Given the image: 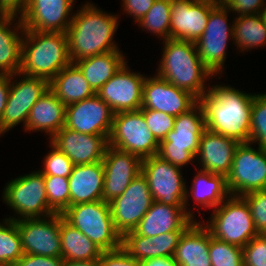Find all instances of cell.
Wrapping results in <instances>:
<instances>
[{
	"instance_id": "d590c367",
	"label": "cell",
	"mask_w": 266,
	"mask_h": 266,
	"mask_svg": "<svg viewBox=\"0 0 266 266\" xmlns=\"http://www.w3.org/2000/svg\"><path fill=\"white\" fill-rule=\"evenodd\" d=\"M170 23H171V0H155L152 7L142 17L137 25L145 28L147 32L155 34L161 40L170 38Z\"/></svg>"
},
{
	"instance_id": "7dc6e473",
	"label": "cell",
	"mask_w": 266,
	"mask_h": 266,
	"mask_svg": "<svg viewBox=\"0 0 266 266\" xmlns=\"http://www.w3.org/2000/svg\"><path fill=\"white\" fill-rule=\"evenodd\" d=\"M62 257L24 254L15 266H63Z\"/></svg>"
},
{
	"instance_id": "52a82bcc",
	"label": "cell",
	"mask_w": 266,
	"mask_h": 266,
	"mask_svg": "<svg viewBox=\"0 0 266 266\" xmlns=\"http://www.w3.org/2000/svg\"><path fill=\"white\" fill-rule=\"evenodd\" d=\"M212 212L210 220L203 225L217 239L243 248L259 235L249 206L241 196L230 195Z\"/></svg>"
},
{
	"instance_id": "ffe728a7",
	"label": "cell",
	"mask_w": 266,
	"mask_h": 266,
	"mask_svg": "<svg viewBox=\"0 0 266 266\" xmlns=\"http://www.w3.org/2000/svg\"><path fill=\"white\" fill-rule=\"evenodd\" d=\"M214 7L210 0H171L170 38L196 42Z\"/></svg>"
},
{
	"instance_id": "74e56055",
	"label": "cell",
	"mask_w": 266,
	"mask_h": 266,
	"mask_svg": "<svg viewBox=\"0 0 266 266\" xmlns=\"http://www.w3.org/2000/svg\"><path fill=\"white\" fill-rule=\"evenodd\" d=\"M49 208L62 214L70 206L69 181L61 176H44Z\"/></svg>"
},
{
	"instance_id": "9a60e30c",
	"label": "cell",
	"mask_w": 266,
	"mask_h": 266,
	"mask_svg": "<svg viewBox=\"0 0 266 266\" xmlns=\"http://www.w3.org/2000/svg\"><path fill=\"white\" fill-rule=\"evenodd\" d=\"M24 254L62 257L60 244L61 214L15 220Z\"/></svg>"
},
{
	"instance_id": "cb8c5ba5",
	"label": "cell",
	"mask_w": 266,
	"mask_h": 266,
	"mask_svg": "<svg viewBox=\"0 0 266 266\" xmlns=\"http://www.w3.org/2000/svg\"><path fill=\"white\" fill-rule=\"evenodd\" d=\"M195 220L187 214L184 206L153 201L134 231L139 235L154 237L171 231H185Z\"/></svg>"
},
{
	"instance_id": "484cf974",
	"label": "cell",
	"mask_w": 266,
	"mask_h": 266,
	"mask_svg": "<svg viewBox=\"0 0 266 266\" xmlns=\"http://www.w3.org/2000/svg\"><path fill=\"white\" fill-rule=\"evenodd\" d=\"M68 181L70 206L103 200L104 167L102 161L74 165Z\"/></svg>"
},
{
	"instance_id": "f6af8a7d",
	"label": "cell",
	"mask_w": 266,
	"mask_h": 266,
	"mask_svg": "<svg viewBox=\"0 0 266 266\" xmlns=\"http://www.w3.org/2000/svg\"><path fill=\"white\" fill-rule=\"evenodd\" d=\"M265 0H233L228 8L238 16L260 14Z\"/></svg>"
},
{
	"instance_id": "e575fe53",
	"label": "cell",
	"mask_w": 266,
	"mask_h": 266,
	"mask_svg": "<svg viewBox=\"0 0 266 266\" xmlns=\"http://www.w3.org/2000/svg\"><path fill=\"white\" fill-rule=\"evenodd\" d=\"M0 223V266H15L24 255L21 236L15 221Z\"/></svg>"
},
{
	"instance_id": "277c9868",
	"label": "cell",
	"mask_w": 266,
	"mask_h": 266,
	"mask_svg": "<svg viewBox=\"0 0 266 266\" xmlns=\"http://www.w3.org/2000/svg\"><path fill=\"white\" fill-rule=\"evenodd\" d=\"M23 35L20 74L50 82L72 63L67 33L24 30Z\"/></svg>"
},
{
	"instance_id": "7c38bea8",
	"label": "cell",
	"mask_w": 266,
	"mask_h": 266,
	"mask_svg": "<svg viewBox=\"0 0 266 266\" xmlns=\"http://www.w3.org/2000/svg\"><path fill=\"white\" fill-rule=\"evenodd\" d=\"M227 13L230 14L228 7L215 6L210 11L204 33L195 42L203 65L214 77L222 73L228 40L234 38V24L228 23Z\"/></svg>"
},
{
	"instance_id": "4316f807",
	"label": "cell",
	"mask_w": 266,
	"mask_h": 266,
	"mask_svg": "<svg viewBox=\"0 0 266 266\" xmlns=\"http://www.w3.org/2000/svg\"><path fill=\"white\" fill-rule=\"evenodd\" d=\"M179 266H212L209 230L195 220L181 235L173 256Z\"/></svg>"
},
{
	"instance_id": "d6a6232c",
	"label": "cell",
	"mask_w": 266,
	"mask_h": 266,
	"mask_svg": "<svg viewBox=\"0 0 266 266\" xmlns=\"http://www.w3.org/2000/svg\"><path fill=\"white\" fill-rule=\"evenodd\" d=\"M198 169H196L198 173L195 175L190 188L191 195L202 208L207 207L214 210L230 196L227 179L224 175Z\"/></svg>"
},
{
	"instance_id": "f35d334b",
	"label": "cell",
	"mask_w": 266,
	"mask_h": 266,
	"mask_svg": "<svg viewBox=\"0 0 266 266\" xmlns=\"http://www.w3.org/2000/svg\"><path fill=\"white\" fill-rule=\"evenodd\" d=\"M249 142L266 149V92L253 96Z\"/></svg>"
},
{
	"instance_id": "7a4b0ae2",
	"label": "cell",
	"mask_w": 266,
	"mask_h": 266,
	"mask_svg": "<svg viewBox=\"0 0 266 266\" xmlns=\"http://www.w3.org/2000/svg\"><path fill=\"white\" fill-rule=\"evenodd\" d=\"M118 16L103 12L91 2L81 6L66 32L71 62L120 50L113 41L119 25Z\"/></svg>"
},
{
	"instance_id": "3957f363",
	"label": "cell",
	"mask_w": 266,
	"mask_h": 266,
	"mask_svg": "<svg viewBox=\"0 0 266 266\" xmlns=\"http://www.w3.org/2000/svg\"><path fill=\"white\" fill-rule=\"evenodd\" d=\"M163 43L162 59L156 75L200 100L209 92L205 80L213 75L203 65L195 42L169 38Z\"/></svg>"
},
{
	"instance_id": "ab89813d",
	"label": "cell",
	"mask_w": 266,
	"mask_h": 266,
	"mask_svg": "<svg viewBox=\"0 0 266 266\" xmlns=\"http://www.w3.org/2000/svg\"><path fill=\"white\" fill-rule=\"evenodd\" d=\"M52 149L47 153L43 161V169L39 170L44 176H61L68 178L72 173L73 162L51 142Z\"/></svg>"
},
{
	"instance_id": "816d5d0a",
	"label": "cell",
	"mask_w": 266,
	"mask_h": 266,
	"mask_svg": "<svg viewBox=\"0 0 266 266\" xmlns=\"http://www.w3.org/2000/svg\"><path fill=\"white\" fill-rule=\"evenodd\" d=\"M63 266H98V260L64 261Z\"/></svg>"
},
{
	"instance_id": "8992f818",
	"label": "cell",
	"mask_w": 266,
	"mask_h": 266,
	"mask_svg": "<svg viewBox=\"0 0 266 266\" xmlns=\"http://www.w3.org/2000/svg\"><path fill=\"white\" fill-rule=\"evenodd\" d=\"M63 218L85 234L102 251L121 247V235L115 230L110 206L103 200L69 206Z\"/></svg>"
},
{
	"instance_id": "bcb514c9",
	"label": "cell",
	"mask_w": 266,
	"mask_h": 266,
	"mask_svg": "<svg viewBox=\"0 0 266 266\" xmlns=\"http://www.w3.org/2000/svg\"><path fill=\"white\" fill-rule=\"evenodd\" d=\"M122 2L124 12L131 17L133 16L134 22L137 23L146 15L155 0H122Z\"/></svg>"
},
{
	"instance_id": "c3c4849f",
	"label": "cell",
	"mask_w": 266,
	"mask_h": 266,
	"mask_svg": "<svg viewBox=\"0 0 266 266\" xmlns=\"http://www.w3.org/2000/svg\"><path fill=\"white\" fill-rule=\"evenodd\" d=\"M27 4L28 0H0V14L20 17L25 11Z\"/></svg>"
},
{
	"instance_id": "ac0fdd59",
	"label": "cell",
	"mask_w": 266,
	"mask_h": 266,
	"mask_svg": "<svg viewBox=\"0 0 266 266\" xmlns=\"http://www.w3.org/2000/svg\"><path fill=\"white\" fill-rule=\"evenodd\" d=\"M199 100L165 79L153 75L145 78L141 108L164 112L174 117L188 112Z\"/></svg>"
},
{
	"instance_id": "d6986e66",
	"label": "cell",
	"mask_w": 266,
	"mask_h": 266,
	"mask_svg": "<svg viewBox=\"0 0 266 266\" xmlns=\"http://www.w3.org/2000/svg\"><path fill=\"white\" fill-rule=\"evenodd\" d=\"M75 1L28 0L20 16L24 30L66 33L74 14L72 9Z\"/></svg>"
},
{
	"instance_id": "7bdbcfd3",
	"label": "cell",
	"mask_w": 266,
	"mask_h": 266,
	"mask_svg": "<svg viewBox=\"0 0 266 266\" xmlns=\"http://www.w3.org/2000/svg\"><path fill=\"white\" fill-rule=\"evenodd\" d=\"M242 249L244 266H266V234L253 237Z\"/></svg>"
},
{
	"instance_id": "d4e9b609",
	"label": "cell",
	"mask_w": 266,
	"mask_h": 266,
	"mask_svg": "<svg viewBox=\"0 0 266 266\" xmlns=\"http://www.w3.org/2000/svg\"><path fill=\"white\" fill-rule=\"evenodd\" d=\"M183 232L171 231L147 237L139 235L133 230L122 236L121 247L139 261L156 257H173Z\"/></svg>"
},
{
	"instance_id": "681fc988",
	"label": "cell",
	"mask_w": 266,
	"mask_h": 266,
	"mask_svg": "<svg viewBox=\"0 0 266 266\" xmlns=\"http://www.w3.org/2000/svg\"><path fill=\"white\" fill-rule=\"evenodd\" d=\"M10 84H11V75L0 74V120L4 114V110L7 104Z\"/></svg>"
},
{
	"instance_id": "603a6c76",
	"label": "cell",
	"mask_w": 266,
	"mask_h": 266,
	"mask_svg": "<svg viewBox=\"0 0 266 266\" xmlns=\"http://www.w3.org/2000/svg\"><path fill=\"white\" fill-rule=\"evenodd\" d=\"M240 143L230 137L212 132L207 128L203 131L196 158L201 164L200 170L227 177L230 174L233 156Z\"/></svg>"
},
{
	"instance_id": "44dd1931",
	"label": "cell",
	"mask_w": 266,
	"mask_h": 266,
	"mask_svg": "<svg viewBox=\"0 0 266 266\" xmlns=\"http://www.w3.org/2000/svg\"><path fill=\"white\" fill-rule=\"evenodd\" d=\"M104 167L103 201L122 195L141 173L142 159L135 154L108 146L102 160Z\"/></svg>"
},
{
	"instance_id": "5b68a950",
	"label": "cell",
	"mask_w": 266,
	"mask_h": 266,
	"mask_svg": "<svg viewBox=\"0 0 266 266\" xmlns=\"http://www.w3.org/2000/svg\"><path fill=\"white\" fill-rule=\"evenodd\" d=\"M205 129L204 110L198 102L176 117L173 130L159 143L158 156L181 169L185 164L194 163Z\"/></svg>"
},
{
	"instance_id": "7402d4cb",
	"label": "cell",
	"mask_w": 266,
	"mask_h": 266,
	"mask_svg": "<svg viewBox=\"0 0 266 266\" xmlns=\"http://www.w3.org/2000/svg\"><path fill=\"white\" fill-rule=\"evenodd\" d=\"M110 135L79 133L63 127L50 142L62 151L74 165L102 161L109 146Z\"/></svg>"
},
{
	"instance_id": "836d02e7",
	"label": "cell",
	"mask_w": 266,
	"mask_h": 266,
	"mask_svg": "<svg viewBox=\"0 0 266 266\" xmlns=\"http://www.w3.org/2000/svg\"><path fill=\"white\" fill-rule=\"evenodd\" d=\"M234 24L233 43L246 52L266 46V24L260 14L237 16Z\"/></svg>"
},
{
	"instance_id": "f5cc1de1",
	"label": "cell",
	"mask_w": 266,
	"mask_h": 266,
	"mask_svg": "<svg viewBox=\"0 0 266 266\" xmlns=\"http://www.w3.org/2000/svg\"><path fill=\"white\" fill-rule=\"evenodd\" d=\"M215 6L228 7L233 0H210Z\"/></svg>"
},
{
	"instance_id": "b9f144b4",
	"label": "cell",
	"mask_w": 266,
	"mask_h": 266,
	"mask_svg": "<svg viewBox=\"0 0 266 266\" xmlns=\"http://www.w3.org/2000/svg\"><path fill=\"white\" fill-rule=\"evenodd\" d=\"M248 204L254 226L259 234H266V189L241 196Z\"/></svg>"
},
{
	"instance_id": "e0dca14e",
	"label": "cell",
	"mask_w": 266,
	"mask_h": 266,
	"mask_svg": "<svg viewBox=\"0 0 266 266\" xmlns=\"http://www.w3.org/2000/svg\"><path fill=\"white\" fill-rule=\"evenodd\" d=\"M145 76L131 72L127 62L96 93L114 113L141 108Z\"/></svg>"
},
{
	"instance_id": "8fae6325",
	"label": "cell",
	"mask_w": 266,
	"mask_h": 266,
	"mask_svg": "<svg viewBox=\"0 0 266 266\" xmlns=\"http://www.w3.org/2000/svg\"><path fill=\"white\" fill-rule=\"evenodd\" d=\"M250 142L240 143L233 156L227 188L232 196L266 189V149L256 150Z\"/></svg>"
},
{
	"instance_id": "1f68e13d",
	"label": "cell",
	"mask_w": 266,
	"mask_h": 266,
	"mask_svg": "<svg viewBox=\"0 0 266 266\" xmlns=\"http://www.w3.org/2000/svg\"><path fill=\"white\" fill-rule=\"evenodd\" d=\"M60 244L64 261L98 260L102 250L61 214Z\"/></svg>"
},
{
	"instance_id": "2e32d148",
	"label": "cell",
	"mask_w": 266,
	"mask_h": 266,
	"mask_svg": "<svg viewBox=\"0 0 266 266\" xmlns=\"http://www.w3.org/2000/svg\"><path fill=\"white\" fill-rule=\"evenodd\" d=\"M114 112L97 94L66 106L64 127L91 135H110Z\"/></svg>"
},
{
	"instance_id": "f546056e",
	"label": "cell",
	"mask_w": 266,
	"mask_h": 266,
	"mask_svg": "<svg viewBox=\"0 0 266 266\" xmlns=\"http://www.w3.org/2000/svg\"><path fill=\"white\" fill-rule=\"evenodd\" d=\"M119 50L109 51L99 55L75 61L74 64L97 93L99 89L127 62Z\"/></svg>"
},
{
	"instance_id": "30bf717a",
	"label": "cell",
	"mask_w": 266,
	"mask_h": 266,
	"mask_svg": "<svg viewBox=\"0 0 266 266\" xmlns=\"http://www.w3.org/2000/svg\"><path fill=\"white\" fill-rule=\"evenodd\" d=\"M109 146L138 155L141 159L158 155L159 142L150 132L142 111L114 114Z\"/></svg>"
},
{
	"instance_id": "db71d44e",
	"label": "cell",
	"mask_w": 266,
	"mask_h": 266,
	"mask_svg": "<svg viewBox=\"0 0 266 266\" xmlns=\"http://www.w3.org/2000/svg\"><path fill=\"white\" fill-rule=\"evenodd\" d=\"M260 15L262 16V19L265 21V24H266V3H265V5L262 7V10H261Z\"/></svg>"
},
{
	"instance_id": "f907efd6",
	"label": "cell",
	"mask_w": 266,
	"mask_h": 266,
	"mask_svg": "<svg viewBox=\"0 0 266 266\" xmlns=\"http://www.w3.org/2000/svg\"><path fill=\"white\" fill-rule=\"evenodd\" d=\"M141 266H179L173 257H156L141 261Z\"/></svg>"
},
{
	"instance_id": "5bb4252c",
	"label": "cell",
	"mask_w": 266,
	"mask_h": 266,
	"mask_svg": "<svg viewBox=\"0 0 266 266\" xmlns=\"http://www.w3.org/2000/svg\"><path fill=\"white\" fill-rule=\"evenodd\" d=\"M152 202L148 182L142 172L133 179L122 195L108 202L114 228L121 237L138 226Z\"/></svg>"
},
{
	"instance_id": "4dcf8cb0",
	"label": "cell",
	"mask_w": 266,
	"mask_h": 266,
	"mask_svg": "<svg viewBox=\"0 0 266 266\" xmlns=\"http://www.w3.org/2000/svg\"><path fill=\"white\" fill-rule=\"evenodd\" d=\"M49 89L66 106L90 98L96 94L74 63L64 67L49 82Z\"/></svg>"
},
{
	"instance_id": "60d3db41",
	"label": "cell",
	"mask_w": 266,
	"mask_h": 266,
	"mask_svg": "<svg viewBox=\"0 0 266 266\" xmlns=\"http://www.w3.org/2000/svg\"><path fill=\"white\" fill-rule=\"evenodd\" d=\"M150 132L160 143L173 130L176 117L153 109L140 108Z\"/></svg>"
},
{
	"instance_id": "f1b7e54d",
	"label": "cell",
	"mask_w": 266,
	"mask_h": 266,
	"mask_svg": "<svg viewBox=\"0 0 266 266\" xmlns=\"http://www.w3.org/2000/svg\"><path fill=\"white\" fill-rule=\"evenodd\" d=\"M15 17L17 18L13 15H0V74L19 73L21 68L24 27L21 18Z\"/></svg>"
},
{
	"instance_id": "ba28073f",
	"label": "cell",
	"mask_w": 266,
	"mask_h": 266,
	"mask_svg": "<svg viewBox=\"0 0 266 266\" xmlns=\"http://www.w3.org/2000/svg\"><path fill=\"white\" fill-rule=\"evenodd\" d=\"M180 169L158 155L142 159L141 164V172L147 179L153 201L171 206H184L187 214L194 219L193 212L188 210V197L191 193Z\"/></svg>"
},
{
	"instance_id": "6da1fadb",
	"label": "cell",
	"mask_w": 266,
	"mask_h": 266,
	"mask_svg": "<svg viewBox=\"0 0 266 266\" xmlns=\"http://www.w3.org/2000/svg\"><path fill=\"white\" fill-rule=\"evenodd\" d=\"M210 87L209 92L199 100L204 110L205 127L239 143L249 142L255 93H244L230 85Z\"/></svg>"
},
{
	"instance_id": "4fadbf2b",
	"label": "cell",
	"mask_w": 266,
	"mask_h": 266,
	"mask_svg": "<svg viewBox=\"0 0 266 266\" xmlns=\"http://www.w3.org/2000/svg\"><path fill=\"white\" fill-rule=\"evenodd\" d=\"M18 76L22 78L18 79ZM48 89L49 81L44 78L11 74L8 100L0 120V136L22 122L25 129L31 108Z\"/></svg>"
},
{
	"instance_id": "9c48e42d",
	"label": "cell",
	"mask_w": 266,
	"mask_h": 266,
	"mask_svg": "<svg viewBox=\"0 0 266 266\" xmlns=\"http://www.w3.org/2000/svg\"><path fill=\"white\" fill-rule=\"evenodd\" d=\"M3 202L9 205L18 218L47 217L55 214L48 205L44 175L38 170L19 176L6 184L3 190Z\"/></svg>"
},
{
	"instance_id": "8d00e7d4",
	"label": "cell",
	"mask_w": 266,
	"mask_h": 266,
	"mask_svg": "<svg viewBox=\"0 0 266 266\" xmlns=\"http://www.w3.org/2000/svg\"><path fill=\"white\" fill-rule=\"evenodd\" d=\"M209 257L212 266H244L242 247L217 239L210 232Z\"/></svg>"
},
{
	"instance_id": "83f0119b",
	"label": "cell",
	"mask_w": 266,
	"mask_h": 266,
	"mask_svg": "<svg viewBox=\"0 0 266 266\" xmlns=\"http://www.w3.org/2000/svg\"><path fill=\"white\" fill-rule=\"evenodd\" d=\"M66 105L48 89L31 108L25 130L45 131L50 139L65 125Z\"/></svg>"
},
{
	"instance_id": "ee69618b",
	"label": "cell",
	"mask_w": 266,
	"mask_h": 266,
	"mask_svg": "<svg viewBox=\"0 0 266 266\" xmlns=\"http://www.w3.org/2000/svg\"><path fill=\"white\" fill-rule=\"evenodd\" d=\"M98 266H141V261L133 258L120 247L111 251H102Z\"/></svg>"
}]
</instances>
